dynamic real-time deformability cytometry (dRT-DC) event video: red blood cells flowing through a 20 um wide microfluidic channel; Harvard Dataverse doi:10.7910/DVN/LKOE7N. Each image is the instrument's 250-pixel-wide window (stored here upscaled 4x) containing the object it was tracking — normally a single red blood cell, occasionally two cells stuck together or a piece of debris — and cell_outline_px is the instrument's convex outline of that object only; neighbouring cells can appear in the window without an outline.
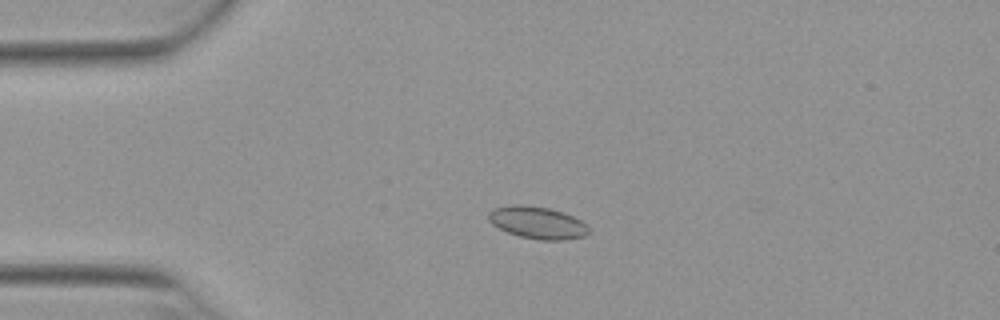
{"species": "Egyptian fruit bat (a non-hibernating species)", "species_latin": "Rousettus aegyptiacus", "temperature_condition": "warm", "stored_images_in_passage": 44, "camera_frame_rate_fps": 3000, "um_per_image_px": 0.085, "animal": {"sex": "female"}, "frame": {"image": 1, "passage_image": 12, "time_ms": 3.667, "image_size_px": [1000, 320], "cell_outline_px": [[588, 232], [584, 236], [560, 240], [540, 240], [520, 236], [508, 232], [492, 224], [488, 220], [488, 212], [492, 208], [512, 204], [520, 204], [548, 208], [564, 212], [580, 220], [588, 228]], "centroid_in_image_um": [45.63, 18.91], "position_along_channel_um": 39.4, "area_um2": 18.67}}
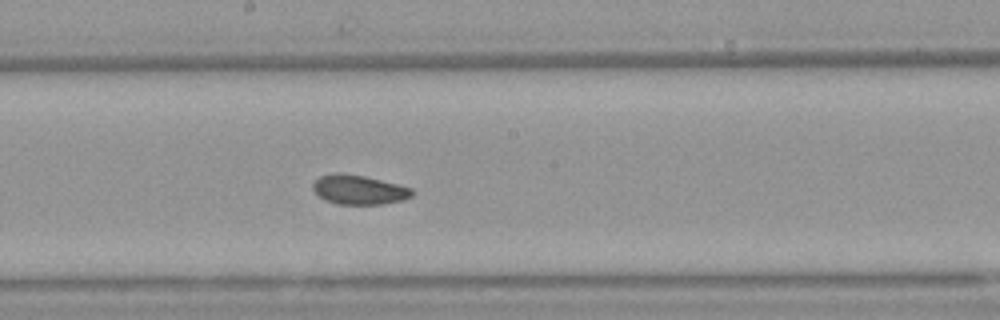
{"frame": {"image": 2, "passage_image": 28, "time_ms": 9.0, "image_size_px": [1000, 320], "cell_outline_px": [[416, 192], [412, 196], [404, 200], [380, 204], [340, 204], [324, 200], [312, 188], [312, 184], [320, 176], [332, 172], [340, 172], [364, 176], [400, 184], [412, 188]], "centroid_in_image_um": [30.54, 16.11], "position_along_channel_um": 217.7, "area_um2": 17.17}}
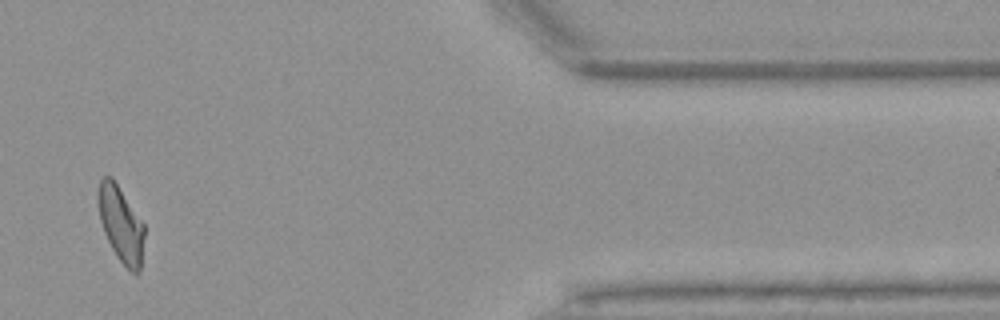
{"frame": {"image": 3, "passage_image": 41, "time_ms": 13.333, "image_size_px": [1000, 320], "cell_outline_px": [[144, 236], [140, 272], [132, 272], [116, 256], [104, 232], [100, 220], [96, 200], [96, 192], [100, 180], [104, 176], [108, 176], [116, 184], [144, 224]], "centroid_in_image_um": [10.24, 19.05], "position_along_channel_um": 401.2, "area_um2": 20.06}, "authors_computed_cell_mechanics": {"area_um2": 17.8891, "velocity_mm_per_s": 3.9149, "shape_relaxation_time_tau1_ms": 8.2619, "shape_relaxation_time_tau2_ms": 4.3152, "deformation_change_tau1": 0.0853, "deformation_change_tau2": 0.0818}}